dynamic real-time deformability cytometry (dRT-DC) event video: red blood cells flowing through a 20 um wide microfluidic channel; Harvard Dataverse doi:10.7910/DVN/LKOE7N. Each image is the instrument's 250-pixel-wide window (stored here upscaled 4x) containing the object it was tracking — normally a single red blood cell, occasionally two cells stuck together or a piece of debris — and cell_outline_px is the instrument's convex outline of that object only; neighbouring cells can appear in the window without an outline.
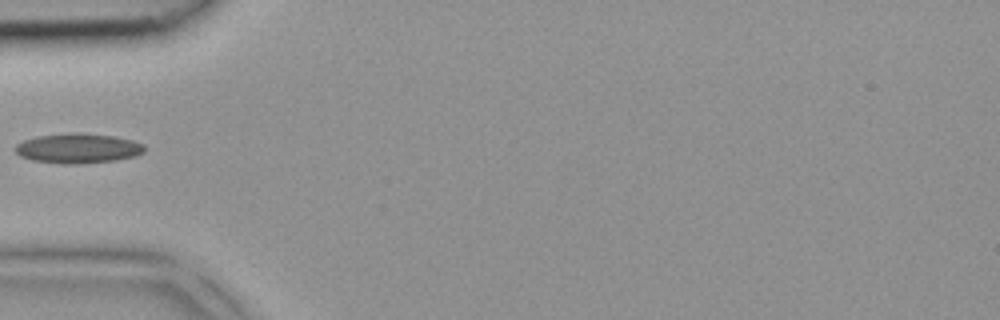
{"species": "common noctule bat (a hibernating species)", "species_latin": "Nyctalus noctula", "temperature_condition": "room temperature", "stored_images_in_passage": 24, "camera_frame_rate_fps": 3000, "um_per_image_px": 0.085, "animal": {"sex": "female", "body_mass_g": 18.4}, "frame": {"image": 1, "passage_image": 1, "time_ms": 0.0, "image_size_px": [1000, 320], "cell_outline_px": [[144, 152], [136, 156], [116, 160], [76, 164], [64, 164], [32, 160], [20, 156], [12, 148], [16, 144], [24, 140], [36, 136], [72, 132], [80, 132], [112, 136], [132, 140], [144, 144]], "centroid_in_image_um": [6.6, 12.6], "position_along_channel_um": 78.4, "area_um2": 22.6}}
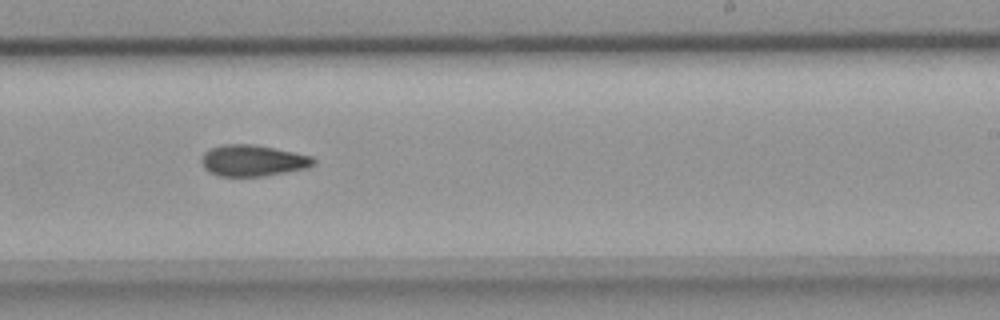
{"frame": {"image": 2, "passage_image": 13, "time_ms": 4.0, "image_size_px": [1000, 320], "cell_outline_px": [[316, 164], [308, 168], [264, 176], [220, 176], [208, 172], [204, 168], [200, 160], [204, 152], [208, 148], [224, 144], [256, 144], [312, 156], [316, 160]], "centroid_in_image_um": [21.48, 13.64], "position_along_channel_um": 267.5, "area_um2": 20.69}}
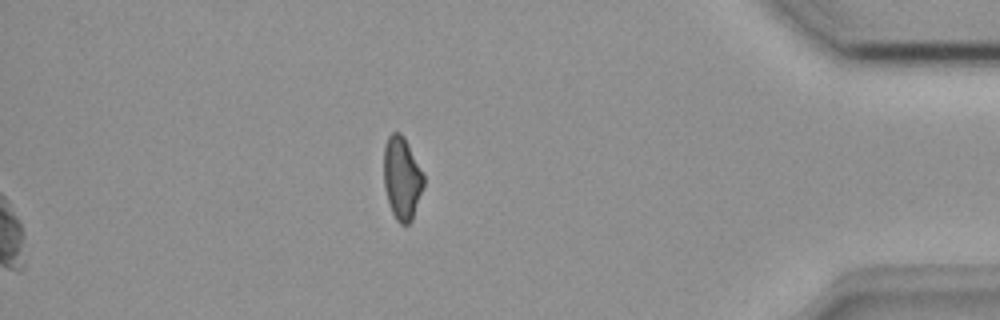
{"frame": {"image": 3, "passage_image": 24, "time_ms": 7.667, "image_size_px": [1000, 320], "cell_outline_px": [[424, 184], [412, 220], [408, 224], [400, 224], [396, 220], [392, 212], [384, 188], [384, 144], [388, 136], [392, 132], [400, 132], [404, 136], [424, 176]], "centroid_in_image_um": [34.15, 15.13], "position_along_channel_um": 401.1, "area_um2": 19.13}}